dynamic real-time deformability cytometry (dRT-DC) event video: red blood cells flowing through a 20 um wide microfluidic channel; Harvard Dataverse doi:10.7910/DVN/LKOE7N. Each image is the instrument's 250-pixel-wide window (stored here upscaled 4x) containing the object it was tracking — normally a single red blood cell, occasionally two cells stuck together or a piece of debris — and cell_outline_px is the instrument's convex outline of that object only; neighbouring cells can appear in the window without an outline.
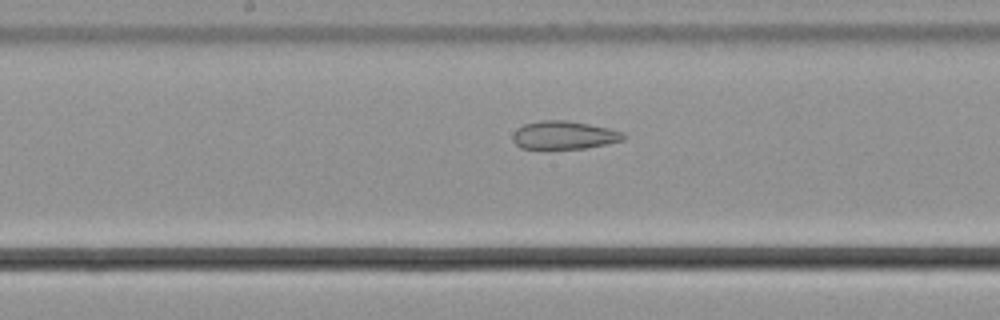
{"species": "common noctule bat (a hibernating species)", "species_latin": "Nyctalus noctula", "temperature_condition": "cold", "stored_images_in_passage": 54, "camera_frame_rate_fps": 3000, "um_per_image_px": 0.085, "animal": {"sex": "male", "body_mass_g": 21.5, "forearm_length_mm": 52.0}, "frame": {"image": 1, "passage_image": 29, "time_ms": 9.333, "image_size_px": [1000, 320], "cell_outline_px": [[628, 136], [624, 140], [584, 148], [520, 148], [512, 140], [512, 132], [516, 128], [524, 124], [540, 120], [568, 120], [608, 128], [624, 132]], "centroid_in_image_um": [47.93, 11.47], "position_along_channel_um": 200.3, "area_um2": 18.21}}
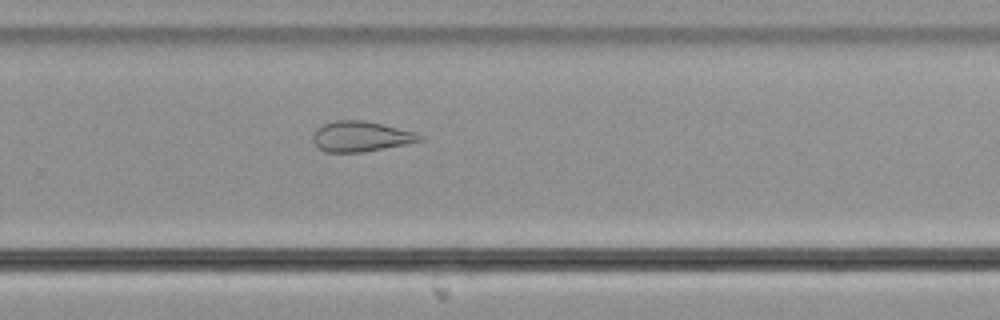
{"frame": {"image": 2, "passage_image": 37, "time_ms": 12.0, "image_size_px": [1000, 320], "cell_outline_px": [[424, 140], [408, 144], [360, 152], [324, 152], [312, 140], [312, 136], [316, 128], [324, 124], [336, 120], [360, 120], [380, 124], [416, 132], [424, 136]], "centroid_in_image_um": [30.68, 11.6], "position_along_channel_um": 299.1, "area_um2": 18.79}}
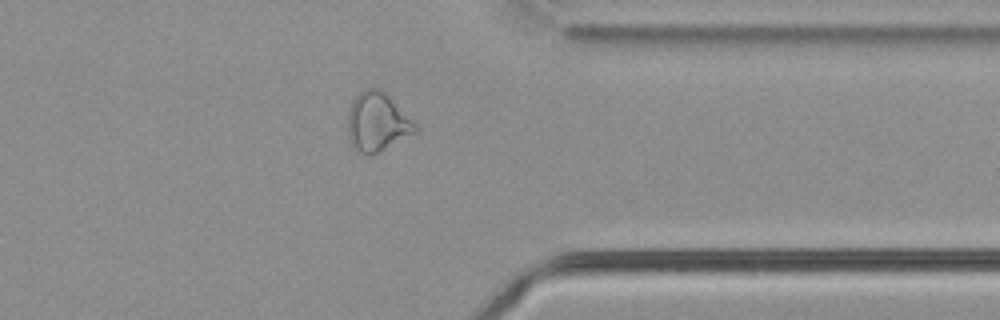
{"frame": {"image": 3, "passage_image": 44, "time_ms": 14.333, "image_size_px": [1000, 320], "cell_outline_px": [[420, 128], [416, 132], [376, 152], [356, 152], [352, 148], [348, 136], [348, 108], [352, 100], [364, 88], [380, 88]], "centroid_in_image_um": [32.02, 10.34], "position_along_channel_um": 379.4, "area_um2": 22.66}}